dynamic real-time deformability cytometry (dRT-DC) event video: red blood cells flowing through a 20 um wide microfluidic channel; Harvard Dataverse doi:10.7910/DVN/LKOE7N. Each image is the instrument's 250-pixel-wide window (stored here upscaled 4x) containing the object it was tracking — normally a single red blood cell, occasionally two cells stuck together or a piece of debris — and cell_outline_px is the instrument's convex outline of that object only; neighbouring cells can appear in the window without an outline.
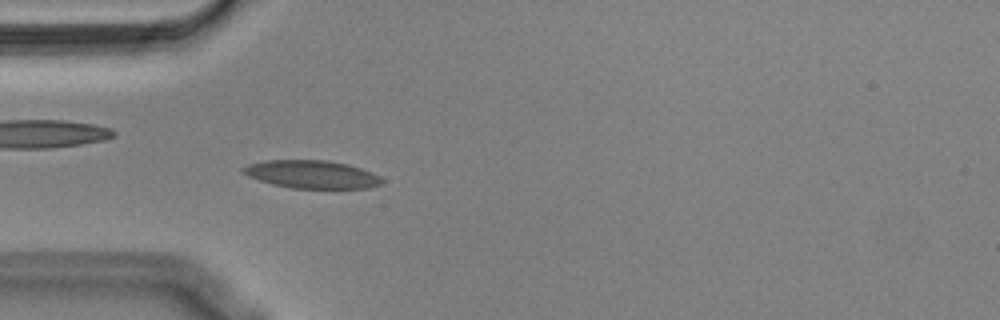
{"species": "Egyptian fruit bat (a non-hibernating species)", "species_latin": "Rousettus aegyptiacus", "temperature_condition": "cold", "stored_images_in_passage": 50, "camera_frame_rate_fps": 3000, "um_per_image_px": 0.085, "animal": {"sex": "male"}, "frame": {"image": 1, "passage_image": 11, "time_ms": 3.333, "image_size_px": [1000, 320], "cell_outline_px": [[384, 180], [380, 184], [368, 188], [292, 188], [272, 184], [248, 176], [240, 172], [240, 168], [248, 164], [264, 160], [328, 160], [348, 164], [372, 172], [380, 176]], "centroid_in_image_um": [26.47, 14.81], "position_along_channel_um": 58.5, "area_um2": 22.72}}
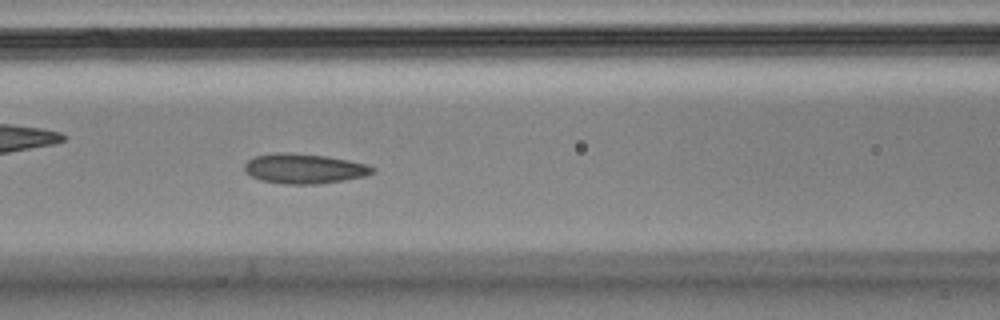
{"frame": {"image": 2, "passage_image": 18, "time_ms": 5.667, "image_size_px": [1000, 320], "cell_outline_px": [[376, 172], [364, 176], [344, 180], [320, 184], [284, 184], [260, 180], [252, 176], [244, 168], [244, 164], [248, 160], [256, 156], [276, 152], [284, 152], [328, 156], [368, 164], [376, 168]], "centroid_in_image_um": [25.9, 14.33], "position_along_channel_um": 140.7, "area_um2": 22.37}}
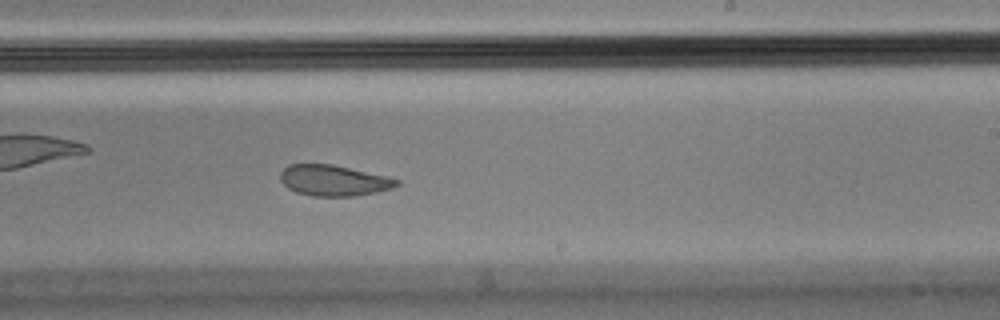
{"frame": {"image": 3, "passage_image": 28, "time_ms": 9.0, "image_size_px": [1000, 320], "cell_outline_px": [[400, 184], [392, 188], [376, 192], [356, 196], [312, 196], [296, 192], [288, 188], [280, 180], [280, 172], [288, 164], [332, 164], [388, 176], [400, 180]], "centroid_in_image_um": [28.37, 15.34], "position_along_channel_um": 260.6, "area_um2": 21.04}, "authors_computed_cell_mechanics": {"area_um2": 22.3686, "velocity_mm_per_s": 3.6031, "shape_relaxation_time_tau1_ms": null, "shape_relaxation_time_tau2_ms": 1.7715, "deformation_change_tau1": null, "deformation_change_tau2": 0.0632}}